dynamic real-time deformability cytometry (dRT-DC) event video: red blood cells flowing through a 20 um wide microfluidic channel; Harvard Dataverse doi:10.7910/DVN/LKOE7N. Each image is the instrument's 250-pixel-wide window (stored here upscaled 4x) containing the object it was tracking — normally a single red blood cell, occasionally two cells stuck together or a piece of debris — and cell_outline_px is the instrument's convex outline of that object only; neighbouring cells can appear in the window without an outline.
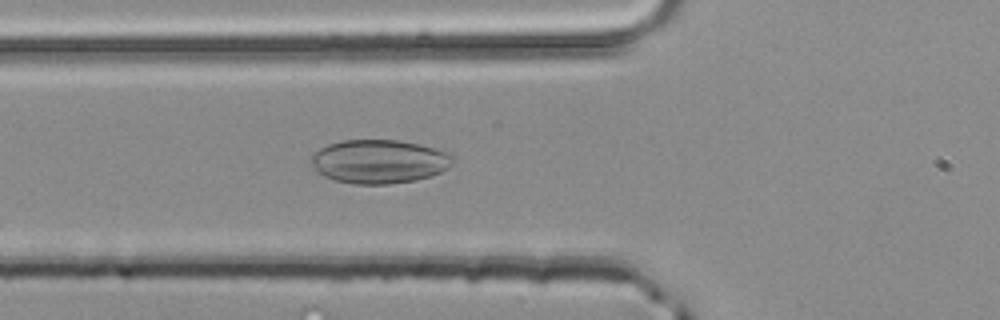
{"species": "common noctule bat (a hibernating species)", "species_latin": "Nyctalus noctula", "temperature_condition": "room temperature", "stored_images_in_passage": 38, "camera_frame_rate_fps": 3000, "um_per_image_px": 0.085, "animal": {"sex": "male", "body_mass_g": 20.4}, "frame": {"image": 1, "passage_image": 6, "time_ms": 1.667, "image_size_px": [1000, 320], "cell_outline_px": [[452, 160], [448, 168], [440, 172], [416, 180], [388, 184], [356, 184], [336, 180], [324, 176], [316, 172], [312, 164], [312, 156], [320, 148], [328, 144], [340, 140], [396, 140], [420, 144], [452, 152]], "centroid_in_image_um": [32.23, 13.72], "position_along_channel_um": 93.6, "area_um2": 36.07}}
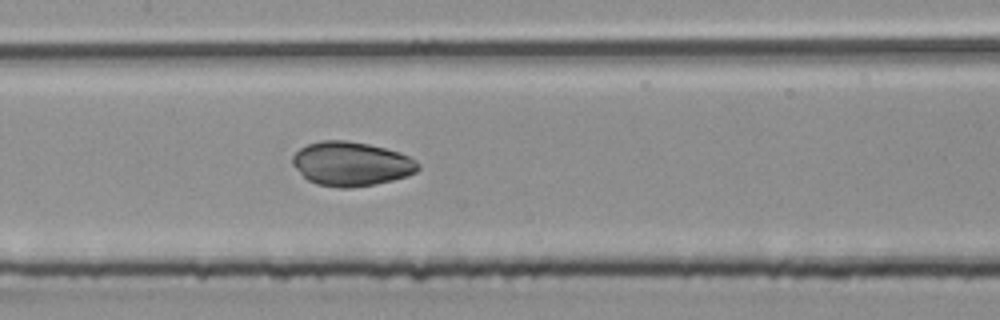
{"frame": {"image": 2, "passage_image": 12, "time_ms": 3.667, "image_size_px": [1000, 320], "cell_outline_px": [[420, 168], [416, 172], [408, 176], [392, 180], [372, 184], [348, 188], [340, 188], [316, 184], [308, 180], [292, 164], [292, 156], [300, 148], [308, 144], [320, 140], [344, 140], [368, 144], [400, 152], [416, 160], [420, 164]], "centroid_in_image_um": [29.86, 13.92], "position_along_channel_um": 177.5, "area_um2": 32.25}}
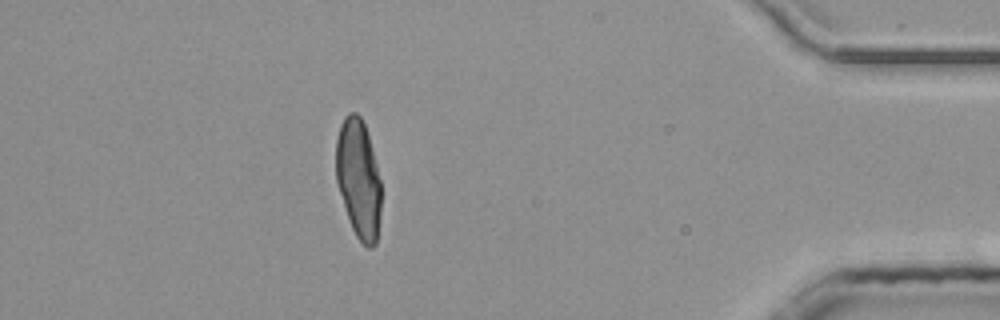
{"frame": {"image": 3, "passage_image": 32, "time_ms": 10.333, "image_size_px": [1000, 320], "cell_outline_px": [[380, 216], [376, 244], [372, 248], [368, 248], [356, 236], [352, 228], [336, 180], [336, 140], [340, 124], [344, 116], [348, 112], [356, 112], [360, 116], [364, 124], [368, 136], [376, 164], [380, 180]], "centroid_in_image_um": [30.46, 15.18], "position_along_channel_um": 404.7, "area_um2": 30.98}}